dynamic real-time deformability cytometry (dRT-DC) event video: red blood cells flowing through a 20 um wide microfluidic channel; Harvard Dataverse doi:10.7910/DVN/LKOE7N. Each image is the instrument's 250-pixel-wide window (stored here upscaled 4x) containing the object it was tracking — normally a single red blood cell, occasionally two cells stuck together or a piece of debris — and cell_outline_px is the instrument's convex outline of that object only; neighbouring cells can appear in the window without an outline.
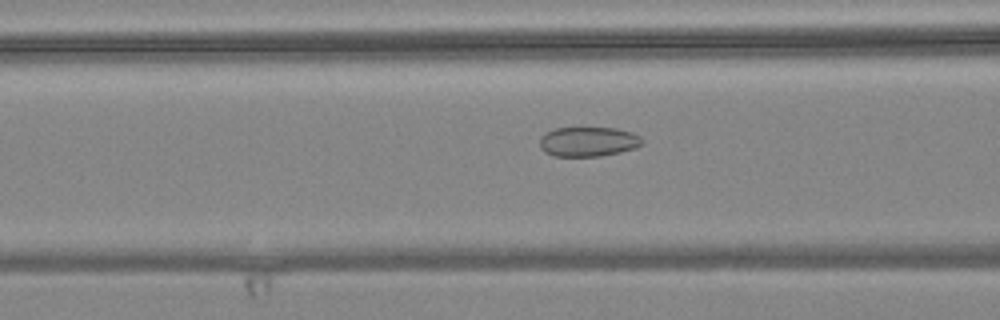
{"species": "common noctule bat (a hibernating species)", "species_latin": "Nyctalus noctula", "temperature_condition": "warm", "stored_images_in_passage": 56, "camera_frame_rate_fps": 3000, "um_per_image_px": 0.085, "animal": {"sex": "female", "body_mass_g": 24.6, "forearm_length_mm": 56.2}, "frame": {"image": 1, "passage_image": 22, "time_ms": 7.0, "image_size_px": [1000, 320], "cell_outline_px": [[644, 144], [636, 148], [620, 152], [600, 156], [552, 156], [544, 152], [540, 148], [540, 136], [544, 132], [556, 128], [616, 128], [632, 132], [640, 136], [644, 140]], "centroid_in_image_um": [50.0, 12.04], "position_along_channel_um": 116.6, "area_um2": 17.98}}
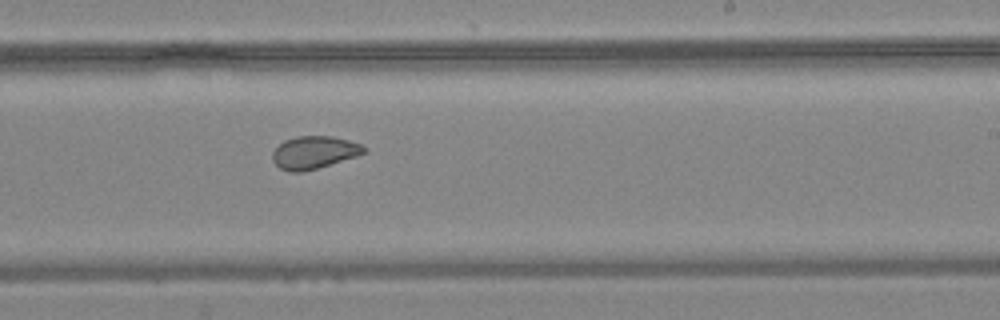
{"frame": {"image": 2, "passage_image": 34, "time_ms": 11.0, "image_size_px": [1000, 320], "cell_outline_px": [[368, 148], [364, 152], [356, 156], [316, 168], [300, 172], [288, 172], [280, 168], [272, 160], [272, 152], [284, 140], [296, 136], [332, 136], [348, 140], [360, 144]], "centroid_in_image_um": [26.67, 12.95], "position_along_channel_um": 262.3, "area_um2": 17.22}}
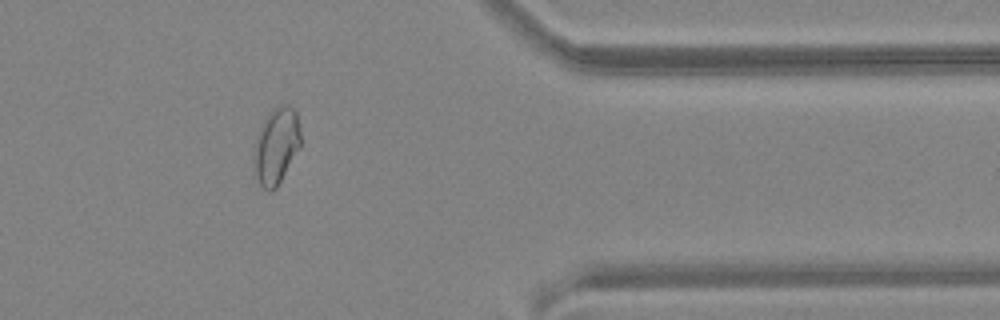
{"frame": {"image": 3, "passage_image": 46, "time_ms": 15.0, "image_size_px": [1000, 320], "cell_outline_px": [[300, 148], [276, 188], [272, 192], [268, 192], [252, 176], [252, 156], [260, 128], [264, 120], [272, 108], [280, 104], [288, 104], [296, 112], [300, 128]], "centroid_in_image_um": [23.45, 12.44], "position_along_channel_um": 387.9, "area_um2": 21.21}, "authors_computed_cell_mechanics": {"area_um2": 21.1259, "velocity_mm_per_s": 3.643, "shape_relaxation_time_tau1_ms": null, "shape_relaxation_time_tau2_ms": 1.4051, "deformation_change_tau1": null, "deformation_change_tau2": 0.0542}}